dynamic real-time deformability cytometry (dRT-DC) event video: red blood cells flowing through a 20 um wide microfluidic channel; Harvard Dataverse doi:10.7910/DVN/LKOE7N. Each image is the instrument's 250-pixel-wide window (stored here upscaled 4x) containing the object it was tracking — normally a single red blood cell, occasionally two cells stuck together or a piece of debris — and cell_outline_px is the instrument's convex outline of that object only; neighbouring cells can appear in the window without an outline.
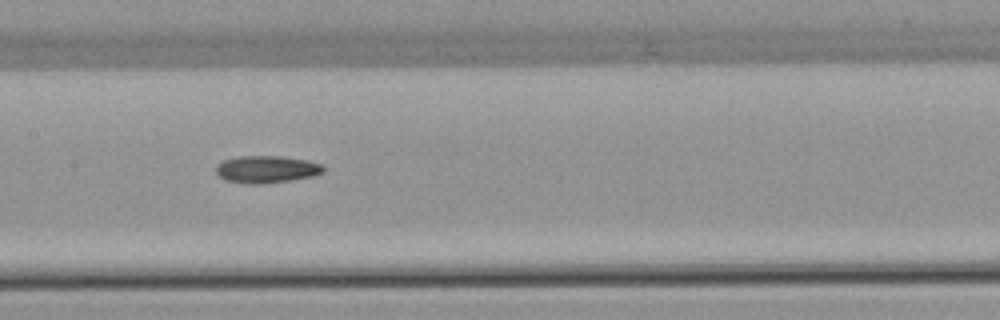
{"species": "common noctule bat (a hibernating species)", "species_latin": "Nyctalus noctula", "temperature_condition": "warm", "stored_images_in_passage": 8, "camera_frame_rate_fps": 3000, "um_per_image_px": 0.085, "animal": {"sex": "female", "body_mass_g": 22.7, "forearm_length_mm": 54.2}, "frame": {"image": 1, "passage_image": 7, "time_ms": 8.0, "image_size_px": [1000, 320], "cell_outline_px": [[324, 172], [312, 176], [292, 180], [264, 184], [248, 184], [224, 180], [216, 172], [216, 164], [224, 160], [236, 156], [280, 156], [308, 160], [320, 164], [324, 168]], "centroid_in_image_um": [22.63, 14.39], "position_along_channel_um": 184.8, "area_um2": 17.17}}
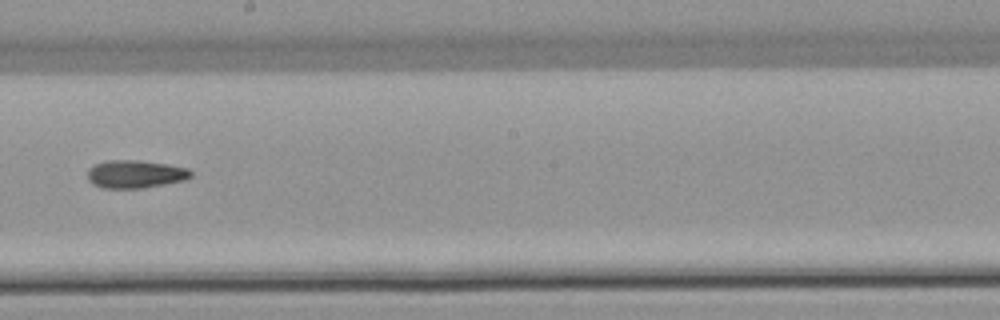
{"frame": {"image": 2, "passage_image": 8, "time_ms": 9.333, "image_size_px": [1000, 320], "cell_outline_px": [[192, 176], [184, 180], [144, 188], [104, 188], [92, 184], [88, 180], [88, 168], [96, 164], [108, 160], [136, 160], [164, 164], [188, 168], [192, 172]], "centroid_in_image_um": [11.48, 14.8], "position_along_channel_um": 236.7, "area_um2": 16.7}}